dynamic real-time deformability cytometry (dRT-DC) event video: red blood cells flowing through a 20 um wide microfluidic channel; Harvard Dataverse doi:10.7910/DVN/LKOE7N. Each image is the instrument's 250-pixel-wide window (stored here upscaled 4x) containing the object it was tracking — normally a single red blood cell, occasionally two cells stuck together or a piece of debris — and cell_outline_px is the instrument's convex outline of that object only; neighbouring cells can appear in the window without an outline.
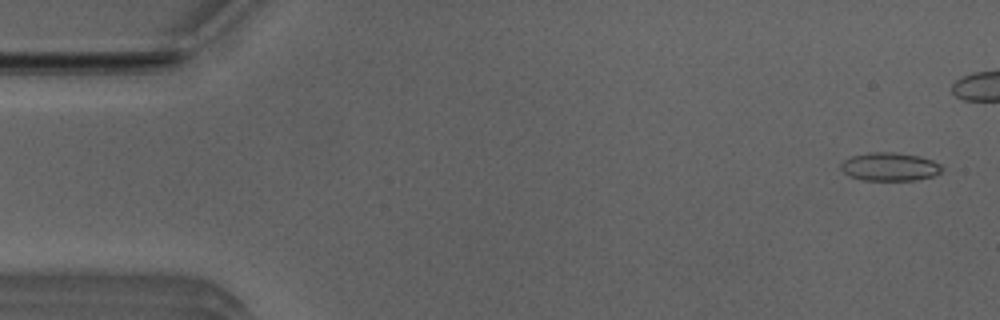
{"species": "Egyptian fruit bat (a non-hibernating species)", "species_latin": "Rousettus aegyptiacus", "temperature_condition": "room temperature", "stored_images_in_passage": 41, "camera_frame_rate_fps": 3000, "um_per_image_px": 0.085, "animal": {"sex": "male"}, "frame": {"image": 1, "passage_image": 2, "time_ms": 0.333, "image_size_px": [1000, 320], "cell_outline_px": [[944, 168], [936, 176], [916, 180], [860, 180], [844, 172], [840, 168], [840, 164], [844, 160], [852, 156], [872, 152], [896, 152], [920, 156], [932, 160], [940, 164]], "centroid_in_image_um": [75.67, 14.17], "position_along_channel_um": 9.3, "area_um2": 16.76}}
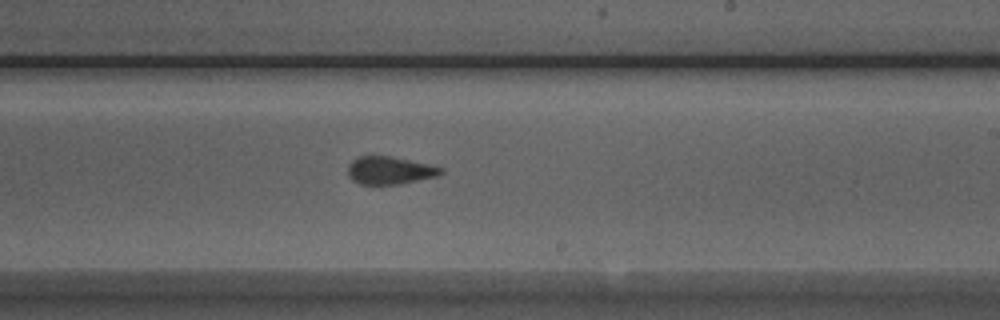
{"frame": {"image": 2, "passage_image": 30, "time_ms": 9.667, "image_size_px": [1000, 320], "cell_outline_px": [[444, 172], [436, 176], [400, 184], [360, 184], [352, 180], [348, 176], [348, 164], [352, 160], [360, 156], [392, 156], [428, 164], [444, 168]], "centroid_in_image_um": [33.11, 14.48], "position_along_channel_um": 255.9, "area_um2": 15.03}}
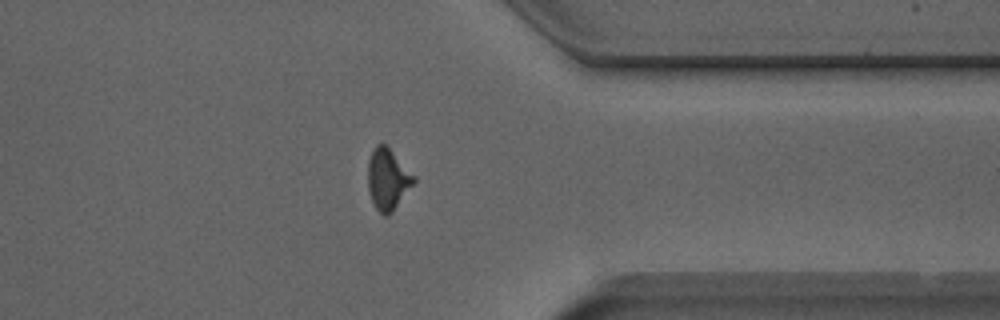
{"frame": {"image": 3, "passage_image": 40, "time_ms": 13.0, "image_size_px": [1000, 320], "cell_outline_px": [[416, 180], [392, 212], [388, 216], [384, 216], [376, 208], [372, 200], [368, 188], [368, 160], [376, 144], [384, 144], [416, 176]], "centroid_in_image_um": [32.96, 15.24], "position_along_channel_um": 378.4, "area_um2": 16.07}}